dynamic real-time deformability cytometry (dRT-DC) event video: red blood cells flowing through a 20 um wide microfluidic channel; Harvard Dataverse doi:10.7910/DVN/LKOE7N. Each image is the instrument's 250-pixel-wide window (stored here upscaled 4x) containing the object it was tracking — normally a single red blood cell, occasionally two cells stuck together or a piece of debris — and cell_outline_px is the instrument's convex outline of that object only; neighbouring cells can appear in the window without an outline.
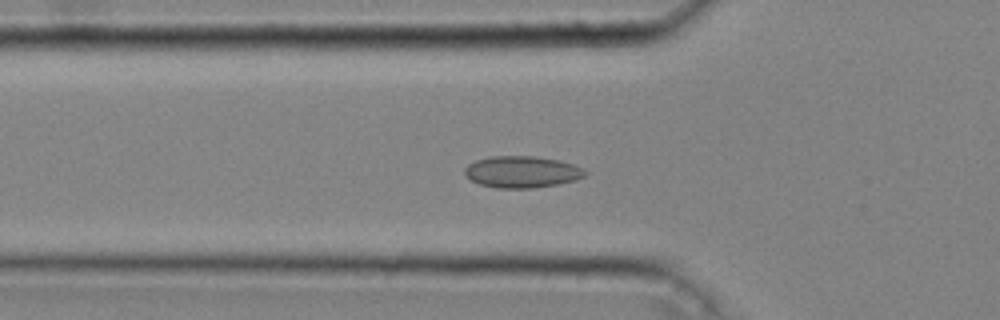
{"species": "common noctule bat (a hibernating species)", "species_latin": "Nyctalus noctula", "temperature_condition": "cold", "stored_images_in_passage": 45, "camera_frame_rate_fps": 3000, "um_per_image_px": 0.085, "animal": {"sex": "male", "body_mass_g": 20.4}, "frame": {"image": 1, "passage_image": 16, "time_ms": 5.0, "image_size_px": [1000, 320], "cell_outline_px": [[588, 172], [584, 176], [576, 180], [556, 184], [532, 188], [496, 188], [480, 184], [472, 180], [464, 172], [464, 168], [468, 164], [476, 160], [492, 156], [536, 156], [556, 160], [572, 164], [584, 168]], "centroid_in_image_um": [44.37, 14.61], "position_along_channel_um": 81.4, "area_um2": 22.08}}
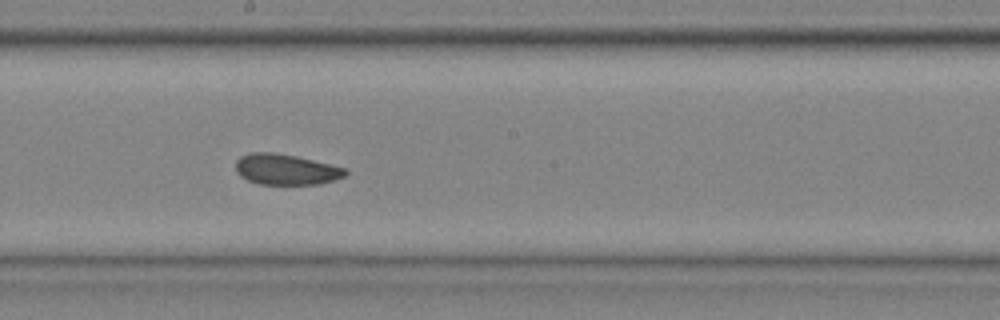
{"frame": {"image": 2, "passage_image": 26, "time_ms": 8.333, "image_size_px": [1000, 320], "cell_outline_px": [[348, 172], [344, 176], [320, 184], [260, 184], [248, 180], [240, 176], [236, 172], [236, 160], [240, 156], [252, 152], [272, 152], [296, 156], [348, 168]], "centroid_in_image_um": [24.3, 14.39], "position_along_channel_um": 223.9, "area_um2": 19.65}}
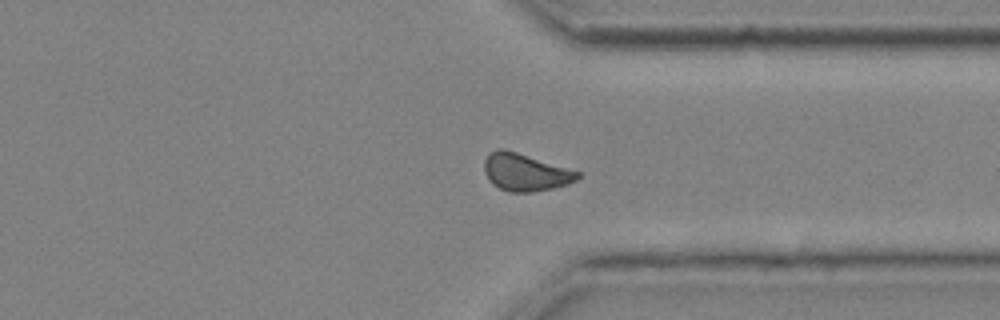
{"frame": {"image": 3, "passage_image": 36, "time_ms": 11.667, "image_size_px": [1000, 320], "cell_outline_px": [[580, 176], [576, 180], [568, 184], [552, 188], [532, 192], [508, 192], [492, 184], [488, 180], [484, 172], [484, 160], [488, 152], [500, 148], [504, 148], [580, 172]], "centroid_in_image_um": [44.6, 14.64], "position_along_channel_um": 366.8, "area_um2": 20.35}, "authors_computed_cell_mechanics": {"area_um2": 20.23, "velocity_mm_per_s": 4.2732, "shape_relaxation_time_tau1_ms": null, "shape_relaxation_time_tau2_ms": 2.4072, "deformation_change_tau1": null, "deformation_change_tau2": 0.0455}}